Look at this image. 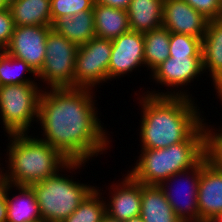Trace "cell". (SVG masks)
Instances as JSON below:
<instances>
[{"instance_id": "obj_1", "label": "cell", "mask_w": 222, "mask_h": 222, "mask_svg": "<svg viewBox=\"0 0 222 222\" xmlns=\"http://www.w3.org/2000/svg\"><path fill=\"white\" fill-rule=\"evenodd\" d=\"M95 93L89 88H43L37 120L43 137H37L69 161L87 163L105 154L112 139L98 116Z\"/></svg>"}, {"instance_id": "obj_2", "label": "cell", "mask_w": 222, "mask_h": 222, "mask_svg": "<svg viewBox=\"0 0 222 222\" xmlns=\"http://www.w3.org/2000/svg\"><path fill=\"white\" fill-rule=\"evenodd\" d=\"M141 92L135 94L142 112L138 130L140 149H161L184 142L207 121L196 97L154 96Z\"/></svg>"}, {"instance_id": "obj_3", "label": "cell", "mask_w": 222, "mask_h": 222, "mask_svg": "<svg viewBox=\"0 0 222 222\" xmlns=\"http://www.w3.org/2000/svg\"><path fill=\"white\" fill-rule=\"evenodd\" d=\"M28 134L4 135L9 140L4 149L7 151L4 178L8 184L31 186L53 176L69 162L49 143L35 136L37 133Z\"/></svg>"}, {"instance_id": "obj_4", "label": "cell", "mask_w": 222, "mask_h": 222, "mask_svg": "<svg viewBox=\"0 0 222 222\" xmlns=\"http://www.w3.org/2000/svg\"><path fill=\"white\" fill-rule=\"evenodd\" d=\"M208 122L190 139L161 149H141L128 173L144 185H160L175 173L193 168L207 154Z\"/></svg>"}, {"instance_id": "obj_5", "label": "cell", "mask_w": 222, "mask_h": 222, "mask_svg": "<svg viewBox=\"0 0 222 222\" xmlns=\"http://www.w3.org/2000/svg\"><path fill=\"white\" fill-rule=\"evenodd\" d=\"M84 164L86 165V162L69 161L53 176L31 185L36 194L42 222H62L96 187L87 182L84 184L79 180L75 181V176L65 173L67 171L75 174L77 169L85 166Z\"/></svg>"}, {"instance_id": "obj_6", "label": "cell", "mask_w": 222, "mask_h": 222, "mask_svg": "<svg viewBox=\"0 0 222 222\" xmlns=\"http://www.w3.org/2000/svg\"><path fill=\"white\" fill-rule=\"evenodd\" d=\"M42 91L39 82L1 86L0 123L6 134L29 133L34 128Z\"/></svg>"}, {"instance_id": "obj_7", "label": "cell", "mask_w": 222, "mask_h": 222, "mask_svg": "<svg viewBox=\"0 0 222 222\" xmlns=\"http://www.w3.org/2000/svg\"><path fill=\"white\" fill-rule=\"evenodd\" d=\"M77 49L76 44L54 29L49 31L46 38L45 61L37 73L41 87L44 89L74 87Z\"/></svg>"}, {"instance_id": "obj_8", "label": "cell", "mask_w": 222, "mask_h": 222, "mask_svg": "<svg viewBox=\"0 0 222 222\" xmlns=\"http://www.w3.org/2000/svg\"><path fill=\"white\" fill-rule=\"evenodd\" d=\"M203 74L202 57H169L157 66L151 74H148L151 77L148 79L152 80L153 84L156 83L158 86H165L167 91L153 88L150 89L151 91H144V93L154 96H184L194 98L190 94L191 91H189L188 87L189 85L191 86V83H194L195 79L201 78ZM185 87L187 88L184 89Z\"/></svg>"}, {"instance_id": "obj_9", "label": "cell", "mask_w": 222, "mask_h": 222, "mask_svg": "<svg viewBox=\"0 0 222 222\" xmlns=\"http://www.w3.org/2000/svg\"><path fill=\"white\" fill-rule=\"evenodd\" d=\"M111 53L112 40L109 39L94 37L86 44L78 46L75 60L74 87L95 90L103 83H108Z\"/></svg>"}, {"instance_id": "obj_10", "label": "cell", "mask_w": 222, "mask_h": 222, "mask_svg": "<svg viewBox=\"0 0 222 222\" xmlns=\"http://www.w3.org/2000/svg\"><path fill=\"white\" fill-rule=\"evenodd\" d=\"M199 181L200 161L193 168L175 173L159 185V187L164 191L165 197L176 213L177 218L181 222H202L199 218V209L197 204ZM173 182L177 183V186Z\"/></svg>"}, {"instance_id": "obj_11", "label": "cell", "mask_w": 222, "mask_h": 222, "mask_svg": "<svg viewBox=\"0 0 222 222\" xmlns=\"http://www.w3.org/2000/svg\"><path fill=\"white\" fill-rule=\"evenodd\" d=\"M145 68L143 34L129 30L112 40L108 81L127 76ZM125 75V76H124Z\"/></svg>"}, {"instance_id": "obj_12", "label": "cell", "mask_w": 222, "mask_h": 222, "mask_svg": "<svg viewBox=\"0 0 222 222\" xmlns=\"http://www.w3.org/2000/svg\"><path fill=\"white\" fill-rule=\"evenodd\" d=\"M52 26L15 27L9 45L4 51L24 60L38 73L45 61L46 38Z\"/></svg>"}, {"instance_id": "obj_13", "label": "cell", "mask_w": 222, "mask_h": 222, "mask_svg": "<svg viewBox=\"0 0 222 222\" xmlns=\"http://www.w3.org/2000/svg\"><path fill=\"white\" fill-rule=\"evenodd\" d=\"M197 204L202 222H210L222 211V170L207 154L200 160Z\"/></svg>"}, {"instance_id": "obj_14", "label": "cell", "mask_w": 222, "mask_h": 222, "mask_svg": "<svg viewBox=\"0 0 222 222\" xmlns=\"http://www.w3.org/2000/svg\"><path fill=\"white\" fill-rule=\"evenodd\" d=\"M125 175L122 180H117L119 183L114 181L110 188L108 187L109 199L104 197L106 213L123 222L140 216L142 198V183L136 181L128 172Z\"/></svg>"}, {"instance_id": "obj_15", "label": "cell", "mask_w": 222, "mask_h": 222, "mask_svg": "<svg viewBox=\"0 0 222 222\" xmlns=\"http://www.w3.org/2000/svg\"><path fill=\"white\" fill-rule=\"evenodd\" d=\"M209 19L184 0H164L163 24L170 33L203 38Z\"/></svg>"}, {"instance_id": "obj_16", "label": "cell", "mask_w": 222, "mask_h": 222, "mask_svg": "<svg viewBox=\"0 0 222 222\" xmlns=\"http://www.w3.org/2000/svg\"><path fill=\"white\" fill-rule=\"evenodd\" d=\"M11 190H18V193L12 194ZM6 201L7 222H42L32 186L7 184Z\"/></svg>"}, {"instance_id": "obj_17", "label": "cell", "mask_w": 222, "mask_h": 222, "mask_svg": "<svg viewBox=\"0 0 222 222\" xmlns=\"http://www.w3.org/2000/svg\"><path fill=\"white\" fill-rule=\"evenodd\" d=\"M202 66L212 82L222 73V18L208 22L202 38Z\"/></svg>"}, {"instance_id": "obj_18", "label": "cell", "mask_w": 222, "mask_h": 222, "mask_svg": "<svg viewBox=\"0 0 222 222\" xmlns=\"http://www.w3.org/2000/svg\"><path fill=\"white\" fill-rule=\"evenodd\" d=\"M94 20L93 11H83L73 16L63 15L53 23L52 29L81 46L96 37Z\"/></svg>"}, {"instance_id": "obj_19", "label": "cell", "mask_w": 222, "mask_h": 222, "mask_svg": "<svg viewBox=\"0 0 222 222\" xmlns=\"http://www.w3.org/2000/svg\"><path fill=\"white\" fill-rule=\"evenodd\" d=\"M164 0H131L127 9L132 31L142 34L162 27Z\"/></svg>"}, {"instance_id": "obj_20", "label": "cell", "mask_w": 222, "mask_h": 222, "mask_svg": "<svg viewBox=\"0 0 222 222\" xmlns=\"http://www.w3.org/2000/svg\"><path fill=\"white\" fill-rule=\"evenodd\" d=\"M140 217L144 222H181L158 185L142 184Z\"/></svg>"}, {"instance_id": "obj_21", "label": "cell", "mask_w": 222, "mask_h": 222, "mask_svg": "<svg viewBox=\"0 0 222 222\" xmlns=\"http://www.w3.org/2000/svg\"><path fill=\"white\" fill-rule=\"evenodd\" d=\"M8 8L15 27L52 26L51 0H17Z\"/></svg>"}, {"instance_id": "obj_22", "label": "cell", "mask_w": 222, "mask_h": 222, "mask_svg": "<svg viewBox=\"0 0 222 222\" xmlns=\"http://www.w3.org/2000/svg\"><path fill=\"white\" fill-rule=\"evenodd\" d=\"M94 21L96 37L113 40L130 29L126 10L94 4Z\"/></svg>"}, {"instance_id": "obj_23", "label": "cell", "mask_w": 222, "mask_h": 222, "mask_svg": "<svg viewBox=\"0 0 222 222\" xmlns=\"http://www.w3.org/2000/svg\"><path fill=\"white\" fill-rule=\"evenodd\" d=\"M170 35L163 26L143 34L145 68L149 73L170 57Z\"/></svg>"}, {"instance_id": "obj_24", "label": "cell", "mask_w": 222, "mask_h": 222, "mask_svg": "<svg viewBox=\"0 0 222 222\" xmlns=\"http://www.w3.org/2000/svg\"><path fill=\"white\" fill-rule=\"evenodd\" d=\"M28 73L32 75L33 78L32 76L29 77L24 75ZM36 81H38V74L24 60L10 56L4 50H0L1 86L10 84L37 83Z\"/></svg>"}, {"instance_id": "obj_25", "label": "cell", "mask_w": 222, "mask_h": 222, "mask_svg": "<svg viewBox=\"0 0 222 222\" xmlns=\"http://www.w3.org/2000/svg\"><path fill=\"white\" fill-rule=\"evenodd\" d=\"M100 189V190H99ZM95 187L80 203L79 207L62 222H101L106 214L105 192Z\"/></svg>"}, {"instance_id": "obj_26", "label": "cell", "mask_w": 222, "mask_h": 222, "mask_svg": "<svg viewBox=\"0 0 222 222\" xmlns=\"http://www.w3.org/2000/svg\"><path fill=\"white\" fill-rule=\"evenodd\" d=\"M169 54L170 57H202V39L171 33Z\"/></svg>"}, {"instance_id": "obj_27", "label": "cell", "mask_w": 222, "mask_h": 222, "mask_svg": "<svg viewBox=\"0 0 222 222\" xmlns=\"http://www.w3.org/2000/svg\"><path fill=\"white\" fill-rule=\"evenodd\" d=\"M94 0H51L53 23L63 15L73 16L83 11H93Z\"/></svg>"}, {"instance_id": "obj_28", "label": "cell", "mask_w": 222, "mask_h": 222, "mask_svg": "<svg viewBox=\"0 0 222 222\" xmlns=\"http://www.w3.org/2000/svg\"><path fill=\"white\" fill-rule=\"evenodd\" d=\"M210 123L211 121L208 124L207 155L222 170V136Z\"/></svg>"}, {"instance_id": "obj_29", "label": "cell", "mask_w": 222, "mask_h": 222, "mask_svg": "<svg viewBox=\"0 0 222 222\" xmlns=\"http://www.w3.org/2000/svg\"><path fill=\"white\" fill-rule=\"evenodd\" d=\"M192 8L202 13L207 19L222 18L221 6L219 0H184Z\"/></svg>"}, {"instance_id": "obj_30", "label": "cell", "mask_w": 222, "mask_h": 222, "mask_svg": "<svg viewBox=\"0 0 222 222\" xmlns=\"http://www.w3.org/2000/svg\"><path fill=\"white\" fill-rule=\"evenodd\" d=\"M15 29L14 20L10 9L0 10V50H4L10 43L12 34Z\"/></svg>"}, {"instance_id": "obj_31", "label": "cell", "mask_w": 222, "mask_h": 222, "mask_svg": "<svg viewBox=\"0 0 222 222\" xmlns=\"http://www.w3.org/2000/svg\"><path fill=\"white\" fill-rule=\"evenodd\" d=\"M8 182L3 177L0 180V222H7L6 190Z\"/></svg>"}, {"instance_id": "obj_32", "label": "cell", "mask_w": 222, "mask_h": 222, "mask_svg": "<svg viewBox=\"0 0 222 222\" xmlns=\"http://www.w3.org/2000/svg\"><path fill=\"white\" fill-rule=\"evenodd\" d=\"M94 2L104 6L123 9L127 11L131 0H94Z\"/></svg>"}, {"instance_id": "obj_33", "label": "cell", "mask_w": 222, "mask_h": 222, "mask_svg": "<svg viewBox=\"0 0 222 222\" xmlns=\"http://www.w3.org/2000/svg\"><path fill=\"white\" fill-rule=\"evenodd\" d=\"M215 94L219 100H222V73L212 82Z\"/></svg>"}, {"instance_id": "obj_34", "label": "cell", "mask_w": 222, "mask_h": 222, "mask_svg": "<svg viewBox=\"0 0 222 222\" xmlns=\"http://www.w3.org/2000/svg\"><path fill=\"white\" fill-rule=\"evenodd\" d=\"M101 222H123V221L117 220L106 213L102 218Z\"/></svg>"}, {"instance_id": "obj_35", "label": "cell", "mask_w": 222, "mask_h": 222, "mask_svg": "<svg viewBox=\"0 0 222 222\" xmlns=\"http://www.w3.org/2000/svg\"><path fill=\"white\" fill-rule=\"evenodd\" d=\"M210 222H222V211L216 215Z\"/></svg>"}, {"instance_id": "obj_36", "label": "cell", "mask_w": 222, "mask_h": 222, "mask_svg": "<svg viewBox=\"0 0 222 222\" xmlns=\"http://www.w3.org/2000/svg\"><path fill=\"white\" fill-rule=\"evenodd\" d=\"M124 222H144V221L140 216H137V217H133V218H131L127 221H124Z\"/></svg>"}, {"instance_id": "obj_37", "label": "cell", "mask_w": 222, "mask_h": 222, "mask_svg": "<svg viewBox=\"0 0 222 222\" xmlns=\"http://www.w3.org/2000/svg\"><path fill=\"white\" fill-rule=\"evenodd\" d=\"M0 161H2V160L0 159ZM2 166H4V164H3V162L2 163L0 162V180L4 177V169L5 168Z\"/></svg>"}, {"instance_id": "obj_38", "label": "cell", "mask_w": 222, "mask_h": 222, "mask_svg": "<svg viewBox=\"0 0 222 222\" xmlns=\"http://www.w3.org/2000/svg\"><path fill=\"white\" fill-rule=\"evenodd\" d=\"M7 7H8V5L3 0H0V10L7 8Z\"/></svg>"}, {"instance_id": "obj_39", "label": "cell", "mask_w": 222, "mask_h": 222, "mask_svg": "<svg viewBox=\"0 0 222 222\" xmlns=\"http://www.w3.org/2000/svg\"><path fill=\"white\" fill-rule=\"evenodd\" d=\"M222 101V100H221ZM222 103V102H221ZM222 105V104H221ZM221 126V127H220ZM218 128H216V131L222 136V125L220 124ZM221 128V129H220Z\"/></svg>"}, {"instance_id": "obj_40", "label": "cell", "mask_w": 222, "mask_h": 222, "mask_svg": "<svg viewBox=\"0 0 222 222\" xmlns=\"http://www.w3.org/2000/svg\"><path fill=\"white\" fill-rule=\"evenodd\" d=\"M8 6L17 0H3Z\"/></svg>"}, {"instance_id": "obj_41", "label": "cell", "mask_w": 222, "mask_h": 222, "mask_svg": "<svg viewBox=\"0 0 222 222\" xmlns=\"http://www.w3.org/2000/svg\"><path fill=\"white\" fill-rule=\"evenodd\" d=\"M220 6H221V12H222V0H219Z\"/></svg>"}]
</instances>
